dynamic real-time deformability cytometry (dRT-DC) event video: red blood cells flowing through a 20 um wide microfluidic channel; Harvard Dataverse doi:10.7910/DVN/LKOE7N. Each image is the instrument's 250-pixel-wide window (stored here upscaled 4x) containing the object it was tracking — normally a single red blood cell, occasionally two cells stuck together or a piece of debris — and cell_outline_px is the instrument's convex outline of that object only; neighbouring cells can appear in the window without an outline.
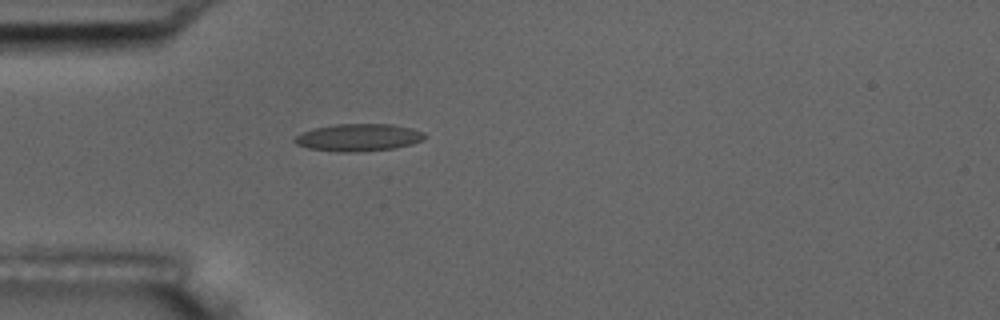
{"species": "common noctule bat (a hibernating species)", "species_latin": "Nyctalus noctula", "temperature_condition": "room temperature", "stored_images_in_passage": 4, "camera_frame_rate_fps": 3000, "um_per_image_px": 0.085, "animal": {"sex": "male", "body_mass_g": 17.5, "forearm_length_mm": 52.3}, "frame": {"image": 1, "passage_image": 4, "time_ms": 4.333, "image_size_px": [1000, 320], "cell_outline_px": [[428, 136], [424, 140], [412, 144], [392, 148], [356, 152], [340, 152], [308, 148], [296, 144], [292, 140], [296, 136], [312, 128], [336, 124], [392, 124], [412, 128], [424, 132]], "centroid_in_image_um": [30.5, 11.68], "position_along_channel_um": 54.5, "area_um2": 20.81}}